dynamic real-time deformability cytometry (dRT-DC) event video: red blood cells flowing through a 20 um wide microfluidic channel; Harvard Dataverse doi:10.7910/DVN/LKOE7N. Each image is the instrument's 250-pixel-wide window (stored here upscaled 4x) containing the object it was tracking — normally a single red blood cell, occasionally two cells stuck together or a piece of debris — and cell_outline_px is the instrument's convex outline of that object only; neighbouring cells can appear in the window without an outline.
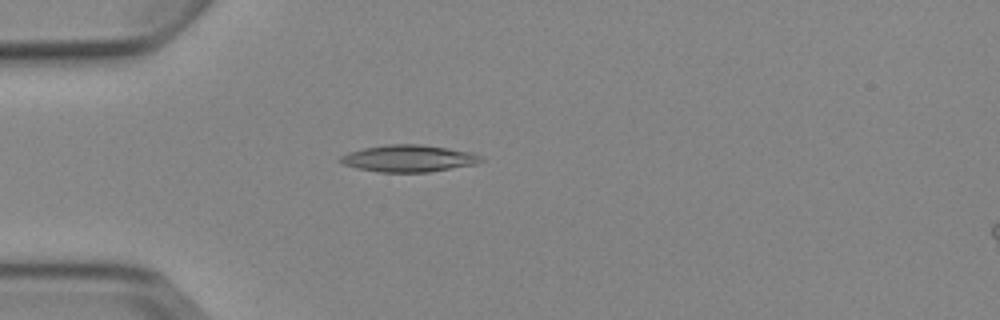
{"species": "Egyptian fruit bat (a non-hibernating species)", "species_latin": "Rousettus aegyptiacus", "temperature_condition": "cold", "stored_images_in_passage": 5, "camera_frame_rate_fps": 3000, "um_per_image_px": 0.085, "animal": {"sex": "female"}, "frame": {"image": 1, "passage_image": 4, "time_ms": 4.667, "image_size_px": [1000, 320], "cell_outline_px": [[484, 160], [476, 164], [428, 172], [380, 172], [356, 168], [344, 164], [340, 160], [340, 156], [348, 152], [364, 148], [388, 144], [420, 144], [448, 148], [472, 152], [480, 156]], "centroid_in_image_um": [34.74, 13.46], "position_along_channel_um": 50.3, "area_um2": 21.96}}